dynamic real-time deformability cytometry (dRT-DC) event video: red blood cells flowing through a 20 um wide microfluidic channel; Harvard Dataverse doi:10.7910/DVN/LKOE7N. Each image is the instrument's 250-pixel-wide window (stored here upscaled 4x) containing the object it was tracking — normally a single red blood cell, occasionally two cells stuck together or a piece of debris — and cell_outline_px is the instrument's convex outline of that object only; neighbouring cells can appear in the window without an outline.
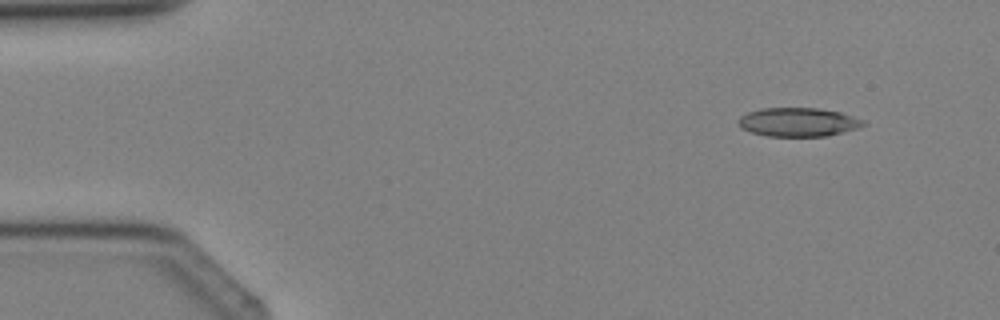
{"species": "Egyptian fruit bat (a non-hibernating species)", "species_latin": "Rousettus aegyptiacus", "temperature_condition": "cold", "stored_images_in_passage": 3, "camera_frame_rate_fps": 3000, "um_per_image_px": 0.085, "animal": {"sex": "female"}, "frame": {"image": 1, "passage_image": 2, "time_ms": 1.0, "image_size_px": [1000, 320], "cell_outline_px": [[868, 124], [844, 132], [828, 136], [768, 136], [752, 132], [740, 128], [736, 120], [740, 116], [748, 112], [760, 108], [820, 108], [840, 112], [864, 120]], "centroid_in_image_um": [67.83, 10.37], "position_along_channel_um": 17.2, "area_um2": 21.1}}